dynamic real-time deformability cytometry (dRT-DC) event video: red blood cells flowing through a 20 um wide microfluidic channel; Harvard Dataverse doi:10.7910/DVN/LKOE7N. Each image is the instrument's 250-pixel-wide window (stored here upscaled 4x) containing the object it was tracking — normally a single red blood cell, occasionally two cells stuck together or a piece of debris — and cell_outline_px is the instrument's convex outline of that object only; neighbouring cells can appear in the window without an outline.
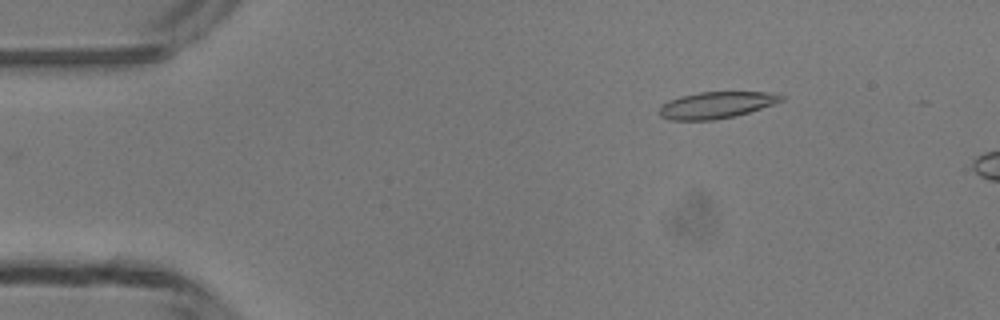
{"species": "common noctule bat (a hibernating species)", "species_latin": "Nyctalus noctula", "temperature_condition": "room temperature", "stored_images_in_passage": 2, "camera_frame_rate_fps": 3000, "um_per_image_px": 0.085, "animal": {"sex": "male", "body_mass_g": 13.3}, "frame": {"image": 1, "passage_image": 1, "time_ms": 0.0, "image_size_px": [1000, 320], "cell_outline_px": [[784, 100], [736, 116], [716, 120], [668, 120], [660, 116], [660, 104], [668, 100], [680, 96], [700, 92], [776, 92], [784, 96]], "centroid_in_image_um": [60.86, 8.93], "position_along_channel_um": 24.1, "area_um2": 19.02}}